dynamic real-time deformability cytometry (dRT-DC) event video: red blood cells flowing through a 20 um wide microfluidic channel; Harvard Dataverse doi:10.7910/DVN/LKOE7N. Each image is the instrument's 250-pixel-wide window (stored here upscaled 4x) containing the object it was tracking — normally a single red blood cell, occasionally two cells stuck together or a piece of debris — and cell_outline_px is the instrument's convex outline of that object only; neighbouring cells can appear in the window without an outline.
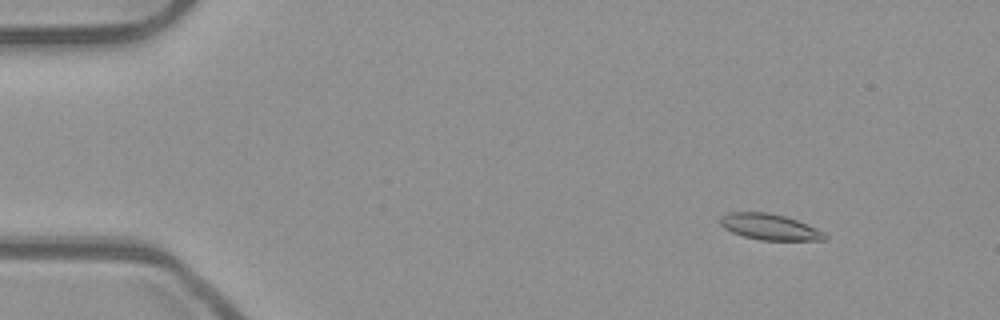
{"species": "common noctule bat (a hibernating species)", "species_latin": "Nyctalus noctula", "temperature_condition": "room temperature", "stored_images_in_passage": 54, "camera_frame_rate_fps": 3000, "um_per_image_px": 0.085, "animal": {"sex": "male", "body_mass_g": 23.1, "forearm_length_mm": 52.7}, "frame": {"image": 1, "passage_image": 5, "time_ms": 1.333, "image_size_px": [1000, 320], "cell_outline_px": [[828, 236], [824, 240], [760, 240], [744, 236], [732, 232], [724, 228], [720, 224], [720, 216], [728, 212], [768, 212], [784, 216], [796, 220], [816, 228], [824, 232]], "centroid_in_image_um": [65.4, 19.28], "position_along_channel_um": 19.6, "area_um2": 15.78}}
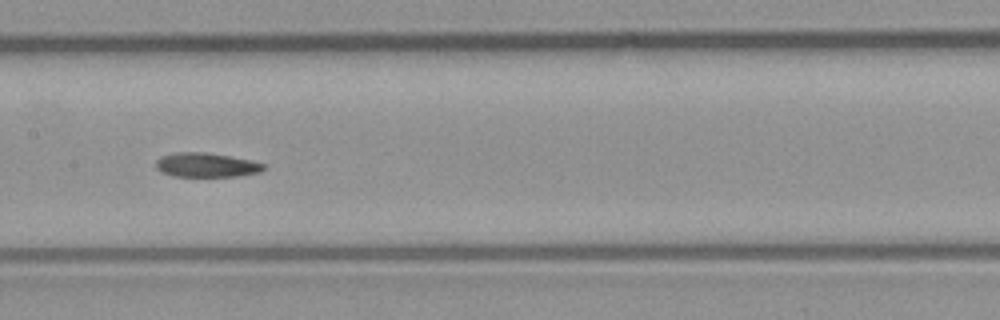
{"frame": {"image": 2, "passage_image": 26, "time_ms": 8.333, "image_size_px": [1000, 320], "cell_outline_px": [[264, 168], [260, 172], [236, 176], [172, 176], [160, 172], [156, 168], [156, 160], [160, 156], [176, 152], [204, 152], [228, 156], [248, 160], [264, 164]], "centroid_in_image_um": [17.46, 14.02], "position_along_channel_um": 189.9, "area_um2": 15.09}}
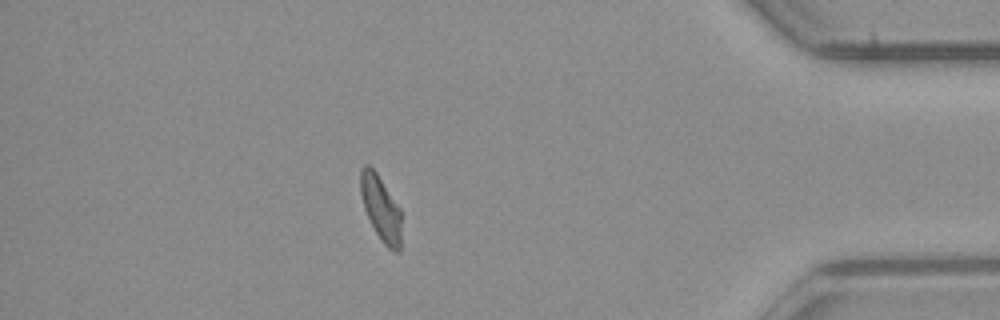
{"frame": {"image": 3, "passage_image": 46, "time_ms": 15.0, "image_size_px": [1000, 320], "cell_outline_px": [[400, 252], [396, 252], [388, 248], [384, 244], [376, 232], [364, 208], [360, 192], [360, 172], [364, 164], [368, 164], [376, 172], [400, 208]], "centroid_in_image_um": [32.36, 17.68], "position_along_channel_um": 402.8, "area_um2": 15.2}}